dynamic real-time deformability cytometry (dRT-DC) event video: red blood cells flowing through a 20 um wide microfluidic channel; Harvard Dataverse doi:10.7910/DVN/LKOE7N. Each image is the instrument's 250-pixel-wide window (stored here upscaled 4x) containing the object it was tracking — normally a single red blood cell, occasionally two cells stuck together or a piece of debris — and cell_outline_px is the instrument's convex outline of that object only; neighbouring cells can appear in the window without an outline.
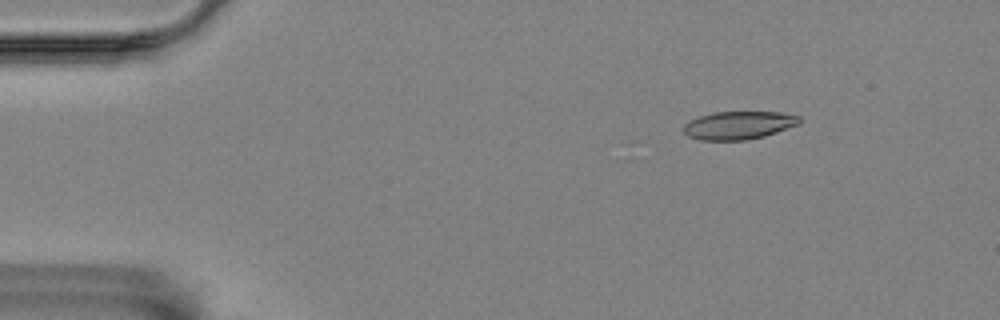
{"species": "Egyptian fruit bat (a non-hibernating species)", "species_latin": "Rousettus aegyptiacus", "temperature_condition": "room temperature", "stored_images_in_passage": 4, "camera_frame_rate_fps": 3000, "um_per_image_px": 0.085, "animal": {"sex": "female"}, "frame": {"image": 1, "passage_image": 1, "time_ms": 0.0, "image_size_px": [1000, 320], "cell_outline_px": [[800, 124], [764, 136], [748, 140], [700, 140], [688, 136], [684, 132], [684, 124], [688, 120], [712, 112], [780, 112], [800, 116]], "centroid_in_image_um": [62.78, 10.64], "position_along_channel_um": 22.2, "area_um2": 19.02}}
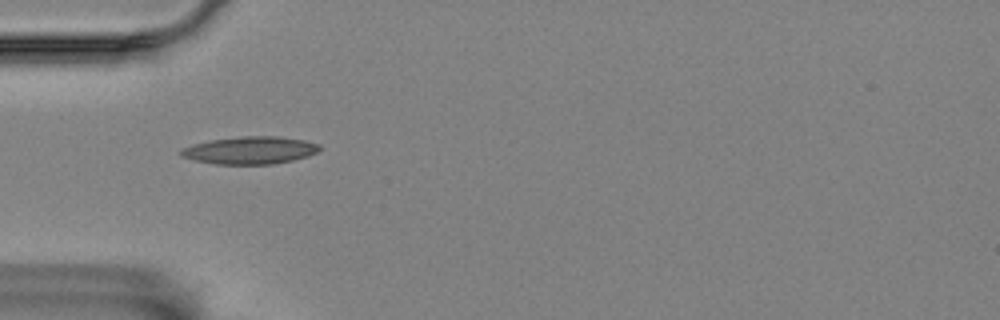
{"frame": {"image": 2, "passage_image": 4, "time_ms": 1.0, "image_size_px": [1000, 320], "cell_outline_px": [[320, 148], [316, 152], [308, 156], [292, 160], [272, 164], [216, 164], [196, 160], [180, 156], [180, 148], [192, 144], [212, 140], [240, 136], [280, 136], [304, 140], [320, 144]], "centroid_in_image_um": [21.24, 12.76], "position_along_channel_um": 63.8, "area_um2": 22.2}}